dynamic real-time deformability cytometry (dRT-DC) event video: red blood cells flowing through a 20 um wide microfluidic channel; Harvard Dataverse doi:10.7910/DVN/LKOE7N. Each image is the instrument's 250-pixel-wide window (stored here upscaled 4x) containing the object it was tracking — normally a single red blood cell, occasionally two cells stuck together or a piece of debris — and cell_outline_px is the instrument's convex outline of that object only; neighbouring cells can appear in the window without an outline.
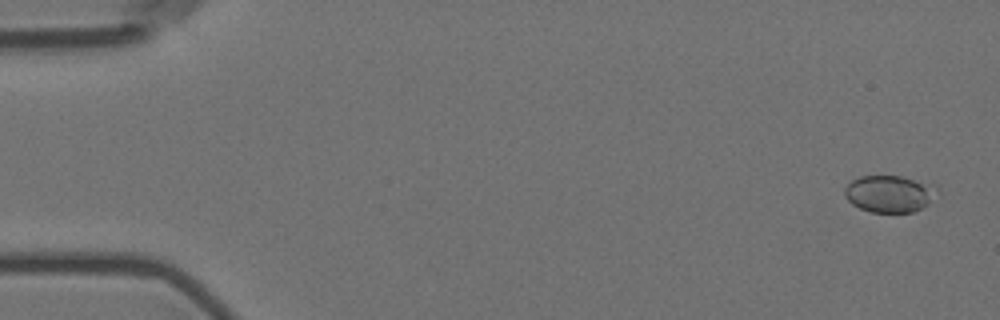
{"species": "Egyptian fruit bat (a non-hibernating species)", "species_latin": "Rousettus aegyptiacus", "temperature_condition": "room temperature", "stored_images_in_passage": 58, "camera_frame_rate_fps": 3000, "um_per_image_px": 0.085, "animal": {"sex": "female"}, "frame": {"image": 1, "passage_image": 3, "time_ms": 0.667, "image_size_px": [1000, 320], "cell_outline_px": [[928, 204], [912, 212], [872, 212], [860, 208], [852, 204], [844, 196], [844, 188], [852, 180], [860, 176], [900, 176], [912, 180], [928, 188]], "centroid_in_image_um": [75.35, 16.49], "position_along_channel_um": 9.6, "area_um2": 18.5}}
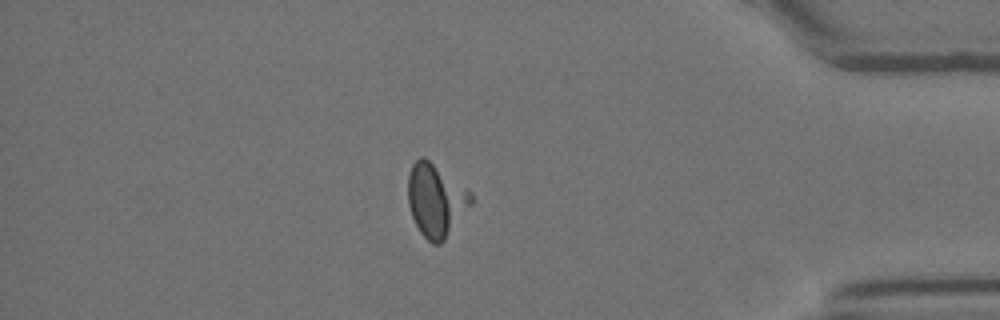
{"frame": {"image": 2, "passage_image": 50, "time_ms": 16.333, "image_size_px": [1000, 320], "cell_outline_px": [[472, 204], [444, 240], [440, 244], [432, 244], [420, 232], [412, 216], [408, 204], [408, 176], [412, 164], [420, 156], [424, 156], [468, 188], [472, 192]], "centroid_in_image_um": [37.05, 16.99], "position_along_channel_um": 398.1, "area_um2": 26.82}}
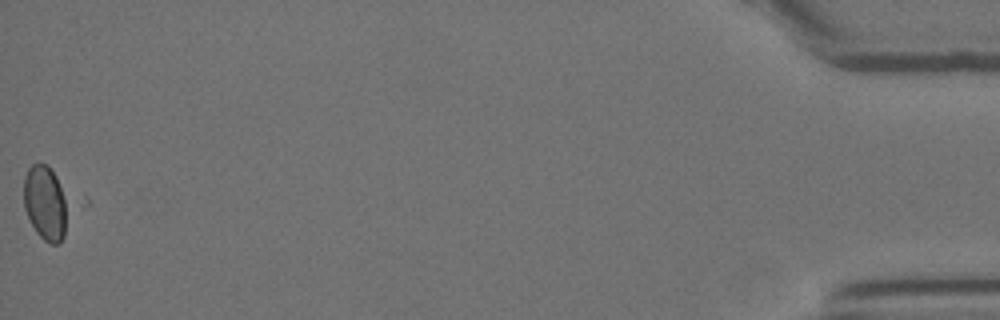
{"frame": {"image": 3, "passage_image": 58, "time_ms": 19.0, "image_size_px": [1000, 320], "cell_outline_px": [[72, 204], [64, 236], [60, 244], [52, 244], [44, 240], [36, 232], [24, 208], [24, 176], [28, 168], [32, 164], [48, 164], [56, 176]], "centroid_in_image_um": [3.93, 17.27], "position_along_channel_um": 431.3, "area_um2": 19.94}}